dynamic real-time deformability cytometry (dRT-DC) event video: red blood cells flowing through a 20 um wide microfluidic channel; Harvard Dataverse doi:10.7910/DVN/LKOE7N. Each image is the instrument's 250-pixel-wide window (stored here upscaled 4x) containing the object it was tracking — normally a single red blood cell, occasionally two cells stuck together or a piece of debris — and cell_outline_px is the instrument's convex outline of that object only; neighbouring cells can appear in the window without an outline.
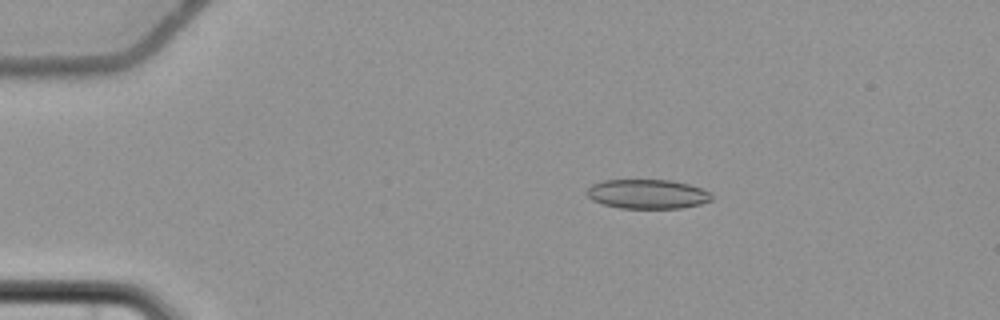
{"species": "common noctule bat (a hibernating species)", "species_latin": "Nyctalus noctula", "temperature_condition": "cold", "stored_images_in_passage": 6, "camera_frame_rate_fps": 3000, "um_per_image_px": 0.085, "animal": {"sex": "female", "body_mass_g": 22.7, "forearm_length_mm": 54.2}, "frame": {"image": 1, "passage_image": 4, "time_ms": 3.667, "image_size_px": [1000, 320], "cell_outline_px": [[712, 200], [700, 204], [680, 208], [620, 208], [604, 204], [592, 200], [584, 192], [592, 184], [604, 180], [672, 180], [688, 184], [700, 188], [708, 192], [712, 196]], "centroid_in_image_um": [55.0, 16.49], "position_along_channel_um": 30.0, "area_um2": 21.27}}
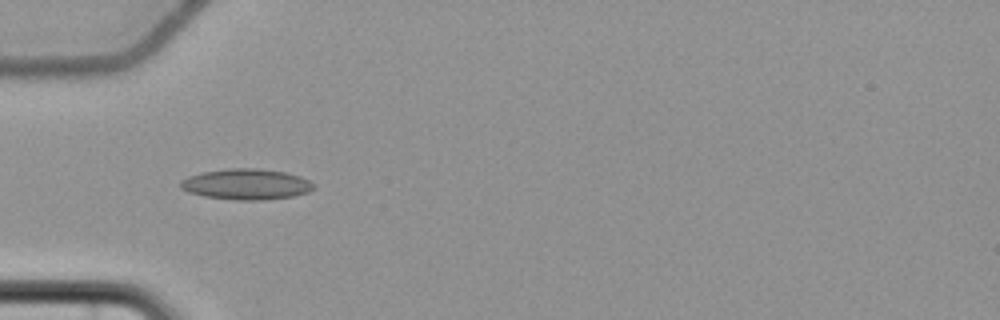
{"frame": {"image": 2, "passage_image": 6, "time_ms": 6.333, "image_size_px": [1000, 320], "cell_outline_px": [[316, 188], [308, 192], [292, 196], [260, 200], [236, 200], [204, 196], [188, 192], [180, 188], [180, 180], [188, 176], [204, 172], [232, 168], [256, 168], [284, 172], [300, 176], [316, 184]], "centroid_in_image_um": [20.94, 15.66], "position_along_channel_um": 64.1, "area_um2": 23.81}}